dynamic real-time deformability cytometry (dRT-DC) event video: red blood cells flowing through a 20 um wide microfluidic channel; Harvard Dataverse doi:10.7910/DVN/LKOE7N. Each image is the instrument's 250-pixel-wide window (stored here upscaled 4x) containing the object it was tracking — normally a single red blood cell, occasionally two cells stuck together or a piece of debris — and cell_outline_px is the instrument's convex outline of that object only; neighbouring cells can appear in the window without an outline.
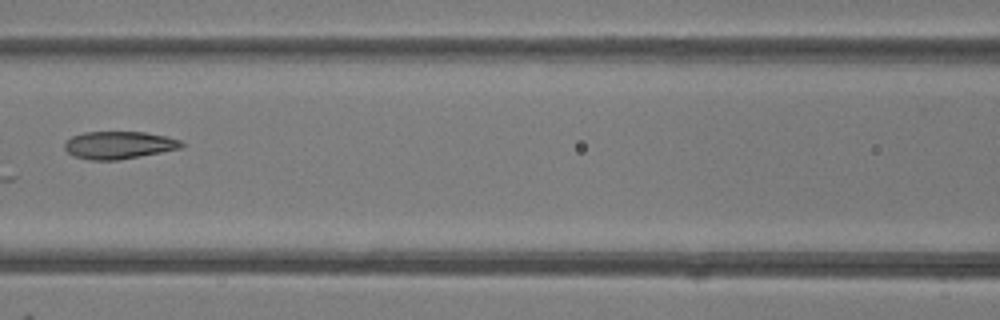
{"species": "common noctule bat (a hibernating species)", "species_latin": "Nyctalus noctula", "temperature_condition": "room temperature", "stored_images_in_passage": 8, "camera_frame_rate_fps": 3000, "um_per_image_px": 0.085, "animal": {"sex": "female"}, "frame": {"image": 1, "passage_image": 8, "time_ms": 8.333, "image_size_px": [1000, 320], "cell_outline_px": [[184, 144], [180, 148], [160, 152], [116, 160], [92, 160], [72, 156], [64, 148], [64, 144], [72, 136], [84, 132], [144, 132], [164, 136], [180, 140]], "centroid_in_image_um": [10.06, 12.33], "position_along_channel_um": 156.5, "area_um2": 18.5}}